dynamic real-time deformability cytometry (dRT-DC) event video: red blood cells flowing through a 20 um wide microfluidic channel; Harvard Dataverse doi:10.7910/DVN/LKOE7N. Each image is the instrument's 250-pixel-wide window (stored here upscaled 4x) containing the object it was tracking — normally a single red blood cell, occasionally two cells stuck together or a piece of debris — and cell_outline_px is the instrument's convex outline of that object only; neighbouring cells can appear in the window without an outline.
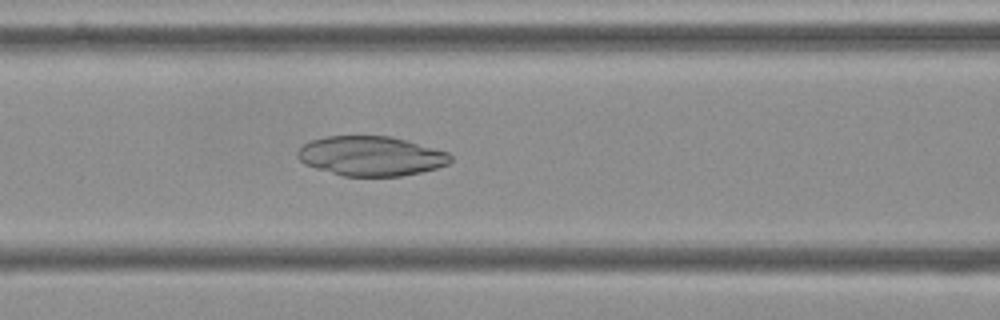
{"species": "Egyptian fruit bat (a non-hibernating species)", "species_latin": "Rousettus aegyptiacus", "temperature_condition": "cold", "stored_images_in_passage": 55, "camera_frame_rate_fps": 3000, "um_per_image_px": 0.085, "frame": {"image": 1, "passage_image": 23, "time_ms": 7.333, "image_size_px": [1000, 320], "cell_outline_px": [[452, 160], [448, 164], [436, 168], [420, 172], [400, 176], [344, 176], [316, 168], [304, 164], [296, 156], [296, 152], [304, 144], [312, 140], [324, 136], [392, 136], [448, 152], [452, 156]], "centroid_in_image_um": [31.53, 13.26], "position_along_channel_um": 135.1, "area_um2": 35.26}}
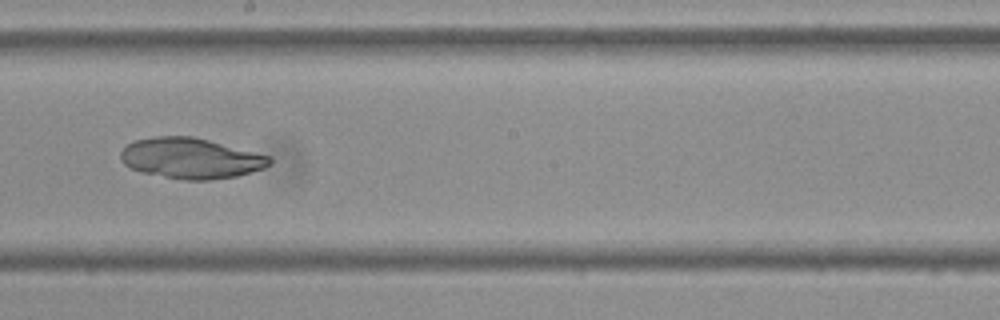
{"frame": {"image": 2, "passage_image": 31, "time_ms": 10.0, "image_size_px": [1000, 320], "cell_outline_px": [[272, 164], [264, 168], [236, 176], [208, 180], [184, 180], [140, 172], [128, 168], [120, 160], [120, 152], [128, 144], [136, 140], [156, 136], [192, 136], [272, 156]], "centroid_in_image_um": [16.21, 13.46], "position_along_channel_um": 232.0, "area_um2": 35.32}}
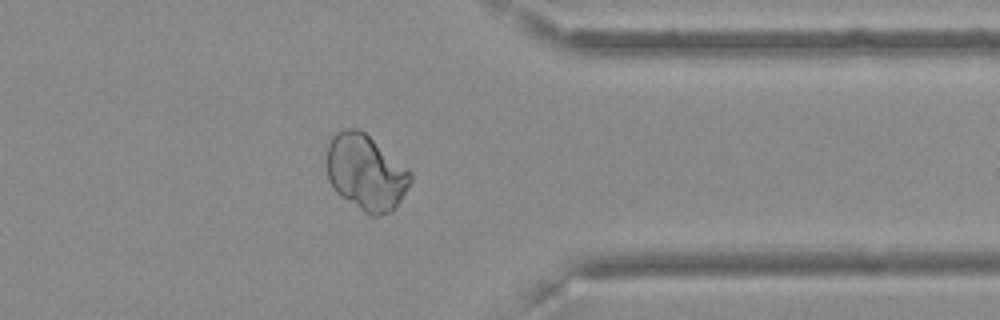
{"frame": {"image": 3, "passage_image": 44, "time_ms": 14.333, "image_size_px": [1000, 320], "cell_outline_px": [[412, 180], [400, 200], [392, 212], [380, 216], [372, 216], [364, 212], [340, 196], [336, 192], [328, 180], [328, 144], [332, 136], [336, 132], [344, 128], [360, 128], [412, 172]], "centroid_in_image_um": [31.1, 14.66], "position_along_channel_um": 380.3, "area_um2": 36.93}}